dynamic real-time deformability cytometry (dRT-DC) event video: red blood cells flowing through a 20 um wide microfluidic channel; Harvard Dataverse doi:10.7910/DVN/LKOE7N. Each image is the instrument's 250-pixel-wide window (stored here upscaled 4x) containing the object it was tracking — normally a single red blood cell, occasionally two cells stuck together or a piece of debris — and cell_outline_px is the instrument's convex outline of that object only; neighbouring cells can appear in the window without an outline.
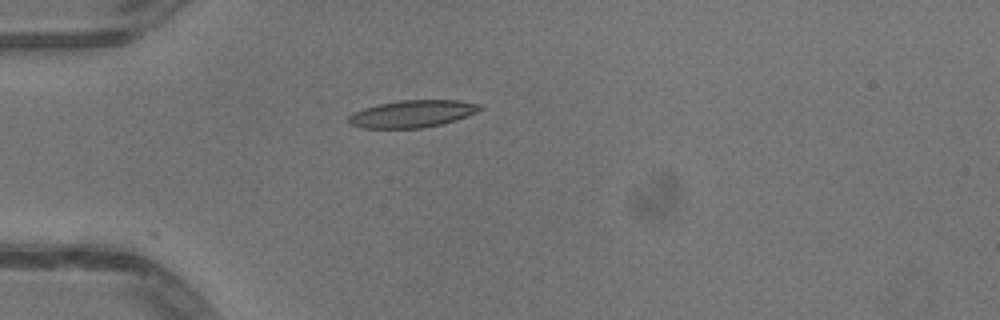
{"species": "common noctule bat (a hibernating species)", "species_latin": "Nyctalus noctula", "temperature_condition": "warm", "stored_images_in_passage": 7, "camera_frame_rate_fps": 3000, "um_per_image_px": 0.085, "animal": {"sex": "male", "body_mass_g": 13.3}, "frame": {"image": 1, "passage_image": 1, "time_ms": 0.0, "image_size_px": [1000, 320], "cell_outline_px": [[484, 108], [468, 116], [444, 124], [420, 128], [360, 128], [348, 124], [348, 116], [352, 112], [364, 108], [380, 104], [400, 100], [456, 100], [480, 104]], "centroid_in_image_um": [35.03, 9.68], "position_along_channel_um": 50.0, "area_um2": 20.98}}
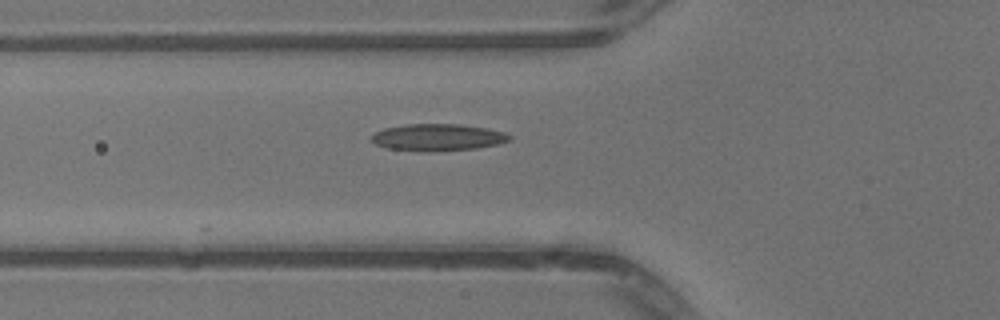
{"frame": {"image": 2, "passage_image": 5, "time_ms": 1.333, "image_size_px": [1000, 320], "cell_outline_px": [[512, 140], [500, 144], [476, 148], [432, 152], [424, 152], [388, 148], [376, 144], [372, 140], [372, 136], [376, 132], [384, 128], [404, 124], [460, 124], [484, 128], [504, 132], [512, 136]], "centroid_in_image_um": [37.24, 11.68], "position_along_channel_um": 88.6, "area_um2": 21.73}}